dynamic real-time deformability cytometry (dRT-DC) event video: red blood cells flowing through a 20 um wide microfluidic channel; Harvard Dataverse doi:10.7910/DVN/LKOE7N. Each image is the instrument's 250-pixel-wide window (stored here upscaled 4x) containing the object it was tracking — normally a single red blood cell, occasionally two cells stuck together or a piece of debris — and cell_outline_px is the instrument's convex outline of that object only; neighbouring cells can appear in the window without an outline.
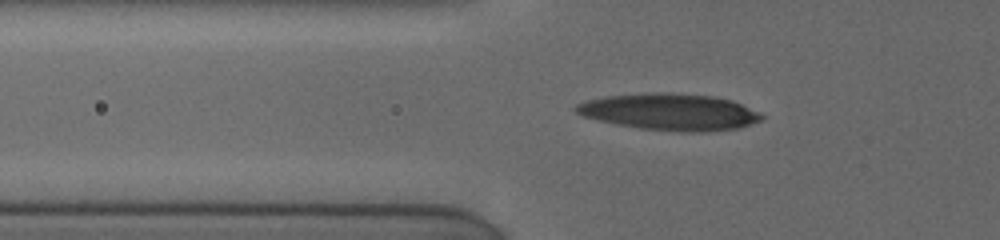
{"species": "human", "species_latin": "Homo sapiens", "temperature_condition": "cold", "stored_images_in_passage": 10, "camera_frame_rate_fps": 3000, "um_per_image_px": 0.085, "donor": {"sex": "female"}, "frame": {"image": 1, "passage_image": 9, "time_ms": 6.0, "image_size_px": [1000, 240], "cell_outline_px": [[764, 116], [760, 120], [736, 128], [692, 132], [640, 128], [600, 120], [584, 116], [576, 112], [572, 108], [576, 104], [588, 100], [604, 96], [648, 92], [664, 92], [712, 96], [732, 100], [760, 112]], "centroid_in_image_um": [56.9, 9.48], "position_along_channel_um": 68.9, "area_um2": 39.07}}